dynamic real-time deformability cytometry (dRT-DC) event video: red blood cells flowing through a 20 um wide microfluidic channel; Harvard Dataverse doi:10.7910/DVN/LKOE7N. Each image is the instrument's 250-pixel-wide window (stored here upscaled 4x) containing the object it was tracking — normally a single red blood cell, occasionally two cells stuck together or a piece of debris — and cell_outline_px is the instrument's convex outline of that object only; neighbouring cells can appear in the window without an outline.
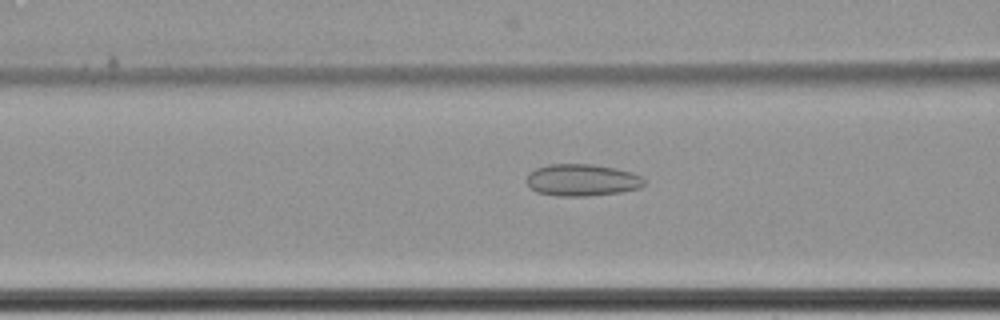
{"species": "common noctule bat (a hibernating species)", "species_latin": "Nyctalus noctula", "temperature_condition": "cold", "stored_images_in_passage": 63, "camera_frame_rate_fps": 3000, "um_per_image_px": 0.085, "animal": {"sex": "female", "body_mass_g": 22.7, "forearm_length_mm": 54.2}, "frame": {"image": 1, "passage_image": 28, "time_ms": 9.0, "image_size_px": [1000, 320], "cell_outline_px": [[644, 184], [640, 188], [620, 192], [588, 196], [556, 196], [536, 192], [524, 180], [528, 172], [536, 168], [548, 164], [592, 164], [616, 168], [632, 172], [640, 176], [644, 180]], "centroid_in_image_um": [49.43, 15.3], "position_along_channel_um": 117.2, "area_um2": 22.08}}
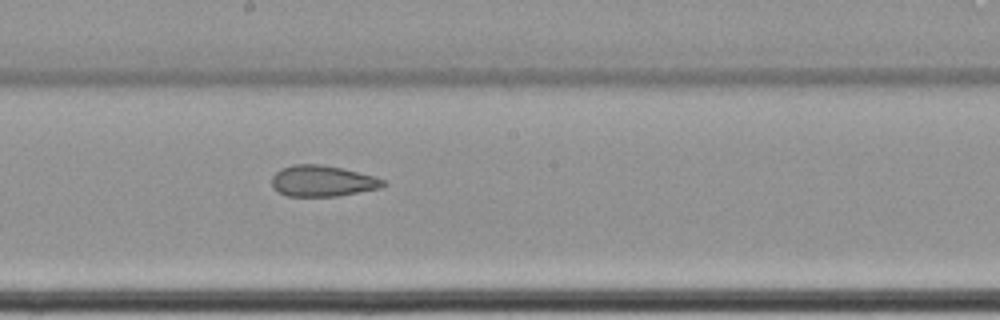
{"frame": {"image": 2, "passage_image": 37, "time_ms": 12.0, "image_size_px": [1000, 320], "cell_outline_px": [[388, 184], [380, 188], [336, 196], [288, 196], [272, 188], [272, 176], [280, 168], [292, 164], [320, 164], [340, 168], [376, 176], [384, 180]], "centroid_in_image_um": [27.4, 15.38], "position_along_channel_um": 220.8, "area_um2": 20.17}}
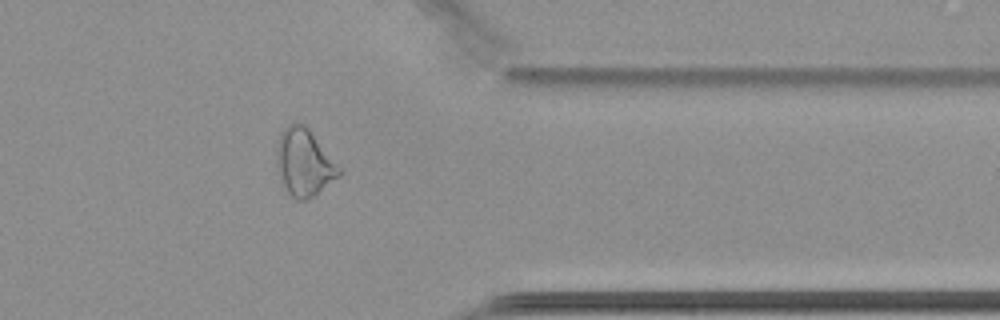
{"frame": {"image": 3, "passage_image": 52, "time_ms": 17.0, "image_size_px": [1000, 320], "cell_outline_px": [[344, 172], [340, 176], [308, 200], [296, 200], [284, 188], [280, 180], [276, 164], [276, 148], [280, 132], [288, 124], [304, 124], [308, 128], [344, 168]], "centroid_in_image_um": [25.89, 13.83], "position_along_channel_um": 385.5, "area_um2": 25.03}, "authors_computed_cell_mechanics": {"area_um2": 25.2586, "velocity_mm_per_s": 3.4581, "shape_relaxation_time_tau1_ms": null, "shape_relaxation_time_tau2_ms": 2.647, "deformation_change_tau1": null, "deformation_change_tau2": 0.0992}}